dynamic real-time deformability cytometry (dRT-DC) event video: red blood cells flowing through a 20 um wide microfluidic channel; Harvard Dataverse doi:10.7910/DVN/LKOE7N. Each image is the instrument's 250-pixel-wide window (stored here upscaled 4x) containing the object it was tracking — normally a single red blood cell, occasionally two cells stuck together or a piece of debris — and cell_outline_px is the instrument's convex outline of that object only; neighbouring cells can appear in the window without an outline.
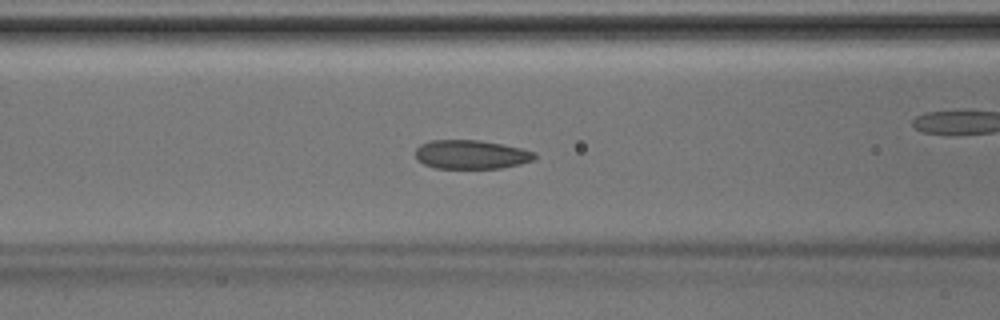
{"species": "Egyptian fruit bat (a non-hibernating species)", "species_latin": "Rousettus aegyptiacus", "temperature_condition": "room temperature", "stored_images_in_passage": 39, "camera_frame_rate_fps": 3000, "um_per_image_px": 0.085, "animal": {"sex": "male"}, "frame": {"image": 1, "passage_image": 17, "time_ms": 5.333, "image_size_px": [1000, 320], "cell_outline_px": [[536, 160], [520, 164], [500, 168], [436, 168], [424, 164], [416, 160], [416, 148], [420, 144], [432, 140], [480, 140], [520, 148], [536, 152]], "centroid_in_image_um": [40.05, 13.13], "position_along_channel_um": 126.5, "area_um2": 20.11}}